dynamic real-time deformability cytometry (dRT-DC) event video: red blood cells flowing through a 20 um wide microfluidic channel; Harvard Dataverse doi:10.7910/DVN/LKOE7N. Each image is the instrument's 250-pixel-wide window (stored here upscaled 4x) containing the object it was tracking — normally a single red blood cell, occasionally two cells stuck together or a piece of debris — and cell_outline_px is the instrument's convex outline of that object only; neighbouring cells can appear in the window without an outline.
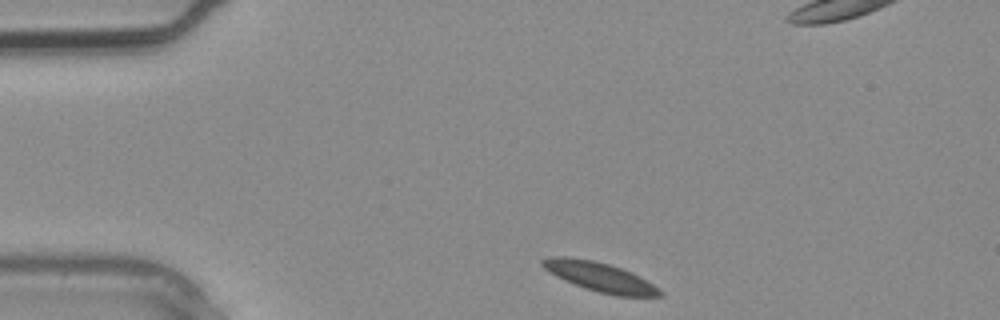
{"species": "common noctule bat (a hibernating species)", "species_latin": "Nyctalus noctula", "temperature_condition": "warm", "stored_images_in_passage": 3, "camera_frame_rate_fps": 3000, "um_per_image_px": 0.085, "animal": {"sex": "male", "body_mass_g": 20.4}, "frame": {"image": 1, "passage_image": 1, "time_ms": 0.0, "image_size_px": [1000, 320], "cell_outline_px": [[664, 292], [660, 296], [620, 296], [600, 292], [584, 288], [564, 280], [548, 272], [540, 264], [540, 260], [552, 256], [564, 256], [592, 260], [608, 264], [632, 272], [640, 276]], "centroid_in_image_um": [50.95, 23.53], "position_along_channel_um": 34.0, "area_um2": 19.88}}